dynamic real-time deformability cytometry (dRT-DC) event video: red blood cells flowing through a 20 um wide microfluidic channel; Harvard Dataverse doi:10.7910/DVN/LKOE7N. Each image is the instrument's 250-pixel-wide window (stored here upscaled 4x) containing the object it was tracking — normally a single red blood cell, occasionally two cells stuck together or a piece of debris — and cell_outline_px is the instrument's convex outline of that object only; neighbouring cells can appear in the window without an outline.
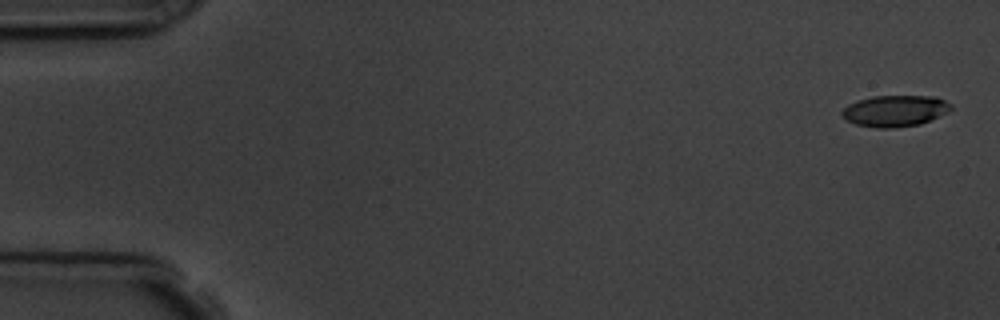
{"species": "common noctule bat (a hibernating species)", "species_latin": "Nyctalus noctula", "temperature_condition": "room temperature", "stored_images_in_passage": 4, "camera_frame_rate_fps": 3000, "um_per_image_px": 0.085, "animal": {"sex": "male", "body_mass_g": 19.5, "forearm_length_mm": 54.6}, "frame": {"image": 1, "passage_image": 1, "time_ms": 0.0, "image_size_px": [1000, 320], "cell_outline_px": [[952, 108], [948, 112], [920, 124], [892, 128], [876, 128], [856, 124], [848, 120], [840, 112], [848, 104], [856, 100], [872, 96], [936, 96], [952, 104]], "centroid_in_image_um": [76.08, 9.41], "position_along_channel_um": 8.9, "area_um2": 19.88}}